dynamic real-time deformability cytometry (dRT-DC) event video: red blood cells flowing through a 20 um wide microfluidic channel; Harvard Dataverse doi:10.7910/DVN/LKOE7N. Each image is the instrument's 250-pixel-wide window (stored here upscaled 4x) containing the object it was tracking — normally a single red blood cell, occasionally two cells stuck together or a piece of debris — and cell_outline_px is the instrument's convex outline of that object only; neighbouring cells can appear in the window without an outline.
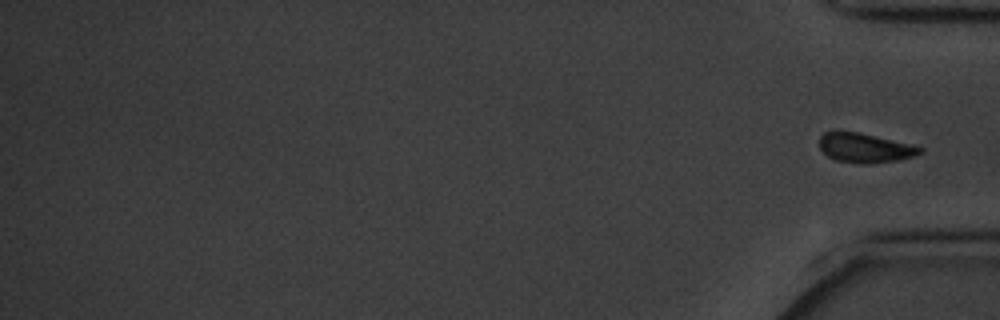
{"species": "common noctule bat (a hibernating species)", "species_latin": "Nyctalus noctula", "temperature_condition": "cold", "stored_images_in_passage": 43, "camera_frame_rate_fps": 3000, "um_per_image_px": 0.085, "animal": {"sex": "male", "body_mass_g": 20.1, "forearm_length_mm": 53.5}, "frame": {"image": 1, "passage_image": 43, "time_ms": 14.0, "image_size_px": [1000, 320], "cell_outline_px": [[924, 152], [916, 156], [896, 160], [872, 164], [860, 164], [836, 160], [828, 156], [820, 148], [820, 136], [824, 132], [856, 132], [908, 144], [924, 148]], "centroid_in_image_um": [73.53, 12.6], "position_along_channel_um": 361.7, "area_um2": 16.94}}